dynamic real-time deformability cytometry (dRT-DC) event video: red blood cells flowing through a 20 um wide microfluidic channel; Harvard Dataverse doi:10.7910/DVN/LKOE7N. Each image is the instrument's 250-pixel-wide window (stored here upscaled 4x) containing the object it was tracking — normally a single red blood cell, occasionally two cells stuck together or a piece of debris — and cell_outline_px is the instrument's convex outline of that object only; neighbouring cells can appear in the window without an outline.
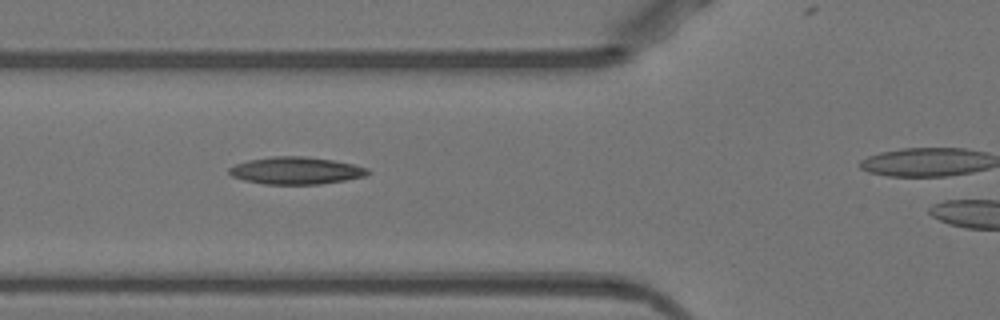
{"species": "Egyptian fruit bat (a non-hibernating species)", "species_latin": "Rousettus aegyptiacus", "temperature_condition": "warm", "stored_images_in_passage": 36, "camera_frame_rate_fps": 3000, "um_per_image_px": 0.085, "animal": {"sex": "female"}, "frame": {"image": 1, "passage_image": 13, "time_ms": 4.0, "image_size_px": [1000, 320], "cell_outline_px": [[372, 172], [364, 176], [344, 180], [320, 184], [264, 184], [244, 180], [232, 176], [228, 172], [228, 168], [236, 164], [248, 160], [272, 156], [304, 156], [332, 160], [352, 164], [368, 168]], "centroid_in_image_um": [25.14, 14.5], "position_along_channel_um": 100.7, "area_um2": 21.96}}
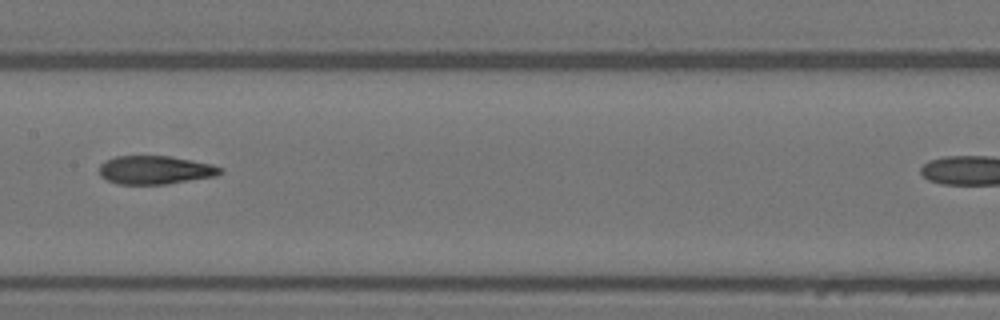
{"frame": {"image": 2, "passage_image": 20, "time_ms": 6.333, "image_size_px": [1000, 320], "cell_outline_px": [[224, 172], [216, 176], [168, 184], [120, 184], [108, 180], [100, 176], [100, 164], [104, 160], [116, 156], [172, 156], [212, 164], [224, 168]], "centroid_in_image_um": [13.23, 14.44], "position_along_channel_um": 194.2, "area_um2": 20.23}}
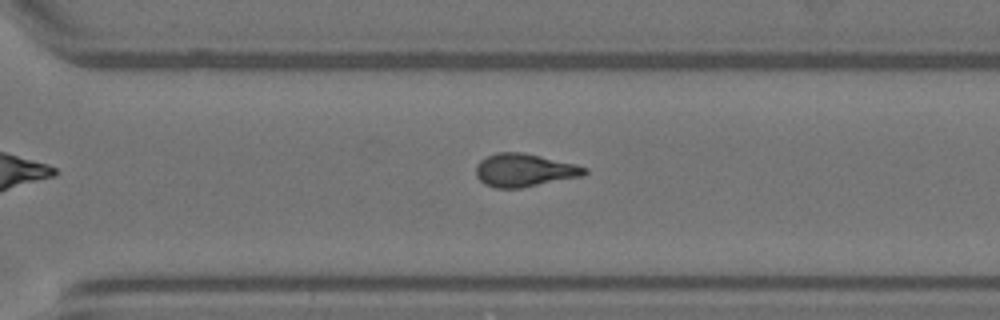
{"frame": {"image": 3, "passage_image": 30, "time_ms": 9.667, "image_size_px": [1000, 320], "cell_outline_px": [[588, 172], [584, 176], [520, 188], [496, 188], [484, 184], [476, 176], [476, 164], [484, 156], [496, 152], [524, 152], [576, 164], [588, 168]], "centroid_in_image_um": [44.56, 14.46], "position_along_channel_um": 326.0, "area_um2": 21.21}}